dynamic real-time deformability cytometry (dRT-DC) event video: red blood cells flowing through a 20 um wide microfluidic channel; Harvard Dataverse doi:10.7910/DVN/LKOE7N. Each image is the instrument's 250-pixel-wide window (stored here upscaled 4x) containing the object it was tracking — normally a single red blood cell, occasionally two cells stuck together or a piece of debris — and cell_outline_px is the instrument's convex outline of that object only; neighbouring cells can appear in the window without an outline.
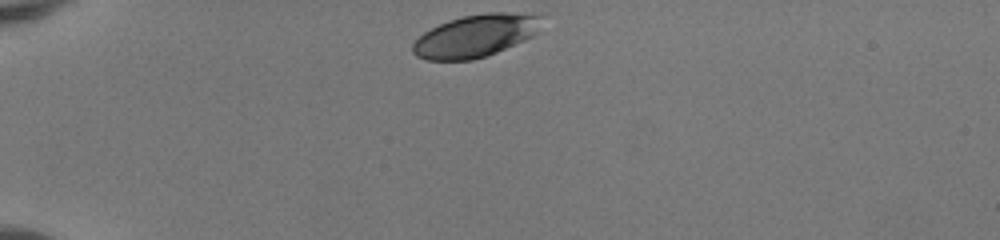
{"species": "human", "species_latin": "Homo sapiens", "temperature_condition": "room temperature", "stored_images_in_passage": 33, "camera_frame_rate_fps": 3000, "um_per_image_px": 0.085, "donor": {"sex": "female"}, "frame": {"image": 1, "passage_image": 1, "time_ms": 0.0, "image_size_px": [1000, 240], "cell_outline_px": [[544, 16], [536, 32], [532, 36], [524, 40], [496, 52], [472, 60], [428, 60], [416, 56], [412, 52], [412, 44], [424, 32], [448, 20], [464, 16], [488, 12], [524, 12]], "centroid_in_image_um": [40.43, 3.03], "position_along_channel_um": 44.6, "area_um2": 31.79}}
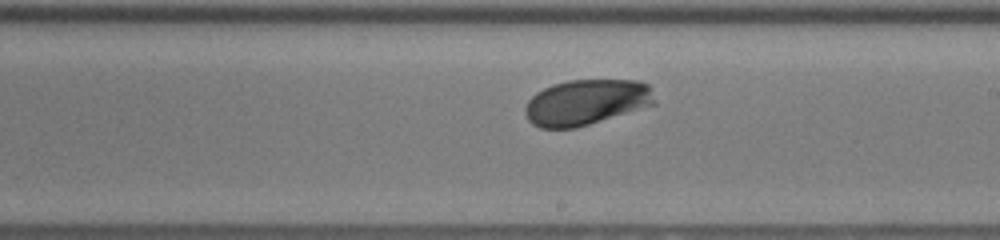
{"frame": {"image": 2, "passage_image": 19, "time_ms": 6.0, "image_size_px": [1000, 240], "cell_outline_px": [[656, 104], [576, 128], [540, 128], [532, 124], [528, 120], [524, 112], [524, 108], [528, 100], [536, 92], [552, 84], [568, 80], [636, 80], [648, 84], [656, 100]], "centroid_in_image_um": [49.81, 8.69], "position_along_channel_um": 239.2, "area_um2": 34.56}}
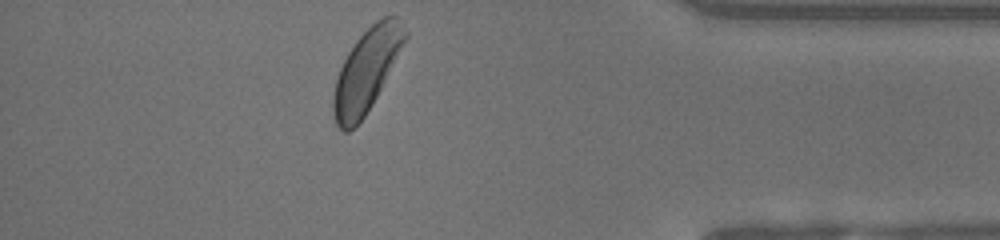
{"frame": {"image": 3, "passage_image": 33, "time_ms": 10.667, "image_size_px": [1000, 240], "cell_outline_px": [[408, 36], [372, 104], [364, 116], [348, 132], [344, 132], [336, 124], [332, 116], [332, 100], [336, 80], [340, 68], [348, 52], [356, 40], [376, 20], [384, 16], [396, 16], [404, 24], [408, 32]], "centroid_in_image_um": [31.15, 5.97], "position_along_channel_um": 404.1, "area_um2": 33.99}, "authors_computed_cell_mechanics": {"area_um2": 33.9864, "velocity_mm_per_s": 4.0586, "shape_relaxation_time_tau1_ms": 2.0562, "shape_relaxation_time_tau2_ms": null, "deformation_change_tau1": 0.1003, "deformation_change_tau2": null}}